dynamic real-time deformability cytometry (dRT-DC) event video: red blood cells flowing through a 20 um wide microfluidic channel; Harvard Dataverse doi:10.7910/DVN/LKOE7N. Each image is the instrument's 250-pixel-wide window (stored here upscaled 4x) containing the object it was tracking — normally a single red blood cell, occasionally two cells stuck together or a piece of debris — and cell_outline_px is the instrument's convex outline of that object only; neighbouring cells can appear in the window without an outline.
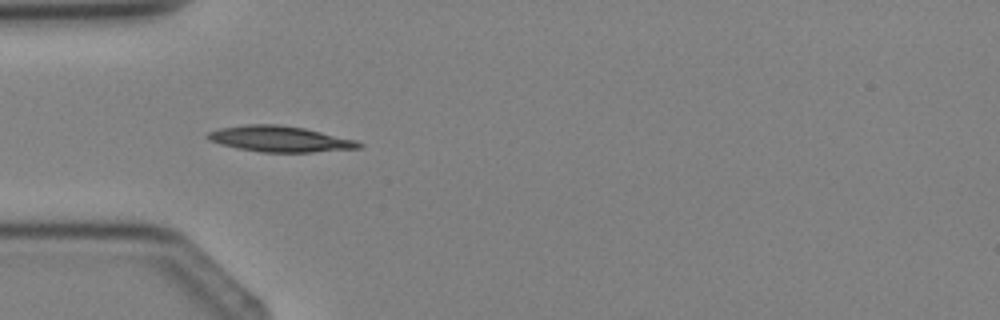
{"species": "Egyptian fruit bat (a non-hibernating species)", "species_latin": "Rousettus aegyptiacus", "temperature_condition": "cold", "stored_images_in_passage": 5, "camera_frame_rate_fps": 3000, "um_per_image_px": 0.085, "animal": {"sex": "female"}, "frame": {"image": 1, "passage_image": 4, "time_ms": 3.667, "image_size_px": [1000, 320], "cell_outline_px": [[364, 144], [360, 148], [312, 152], [260, 152], [220, 144], [208, 140], [204, 136], [208, 132], [220, 128], [248, 124], [276, 124], [304, 128], [356, 140]], "centroid_in_image_um": [23.77, 11.81], "position_along_channel_um": 61.2, "area_um2": 22.66}}
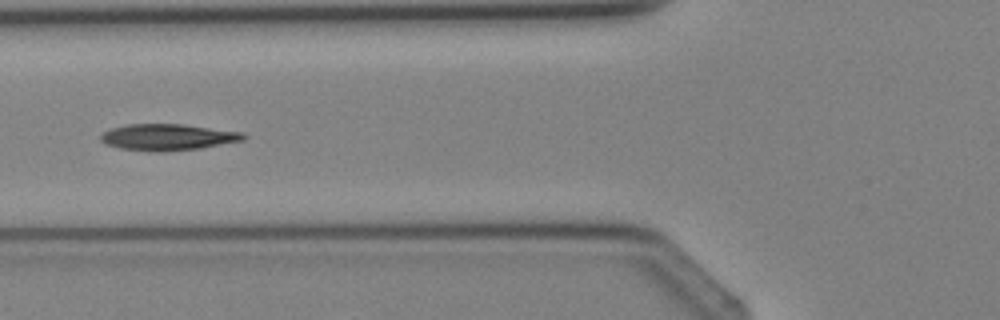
{"frame": {"image": 2, "passage_image": 5, "time_ms": 4.667, "image_size_px": [1000, 320], "cell_outline_px": [[248, 136], [244, 140], [200, 148], [164, 152], [148, 152], [120, 148], [108, 144], [100, 140], [100, 136], [104, 132], [112, 128], [128, 124], [184, 124], [244, 132]], "centroid_in_image_um": [14.3, 11.66], "position_along_channel_um": 111.5, "area_um2": 22.08}}